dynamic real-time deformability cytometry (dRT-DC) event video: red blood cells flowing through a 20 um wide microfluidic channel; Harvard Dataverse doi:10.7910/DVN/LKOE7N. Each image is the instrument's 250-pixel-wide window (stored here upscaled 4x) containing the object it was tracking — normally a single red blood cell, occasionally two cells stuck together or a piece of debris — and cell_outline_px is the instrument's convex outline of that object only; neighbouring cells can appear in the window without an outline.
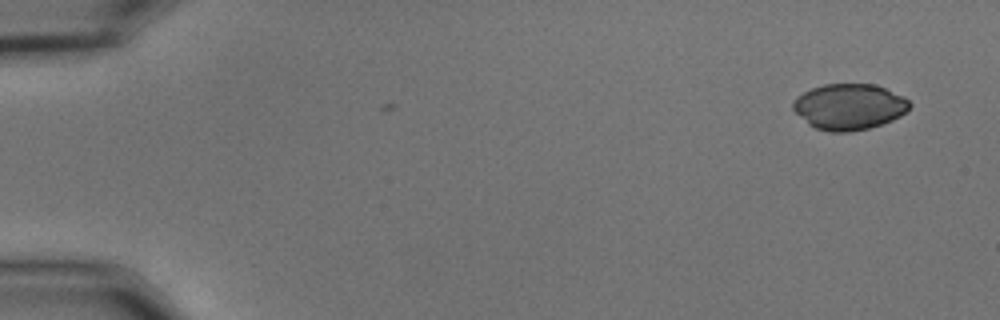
{"species": "common noctule bat (a hibernating species)", "species_latin": "Nyctalus noctula", "temperature_condition": "cold", "stored_images_in_passage": 3, "camera_frame_rate_fps": 3000, "um_per_image_px": 0.085, "animal": {"sex": "male", "body_mass_g": 15.6}, "frame": {"image": 1, "passage_image": 1, "time_ms": 0.0, "image_size_px": [1000, 320], "cell_outline_px": [[912, 104], [900, 116], [892, 120], [868, 128], [848, 132], [828, 132], [816, 128], [808, 124], [792, 108], [792, 104], [796, 96], [812, 88], [824, 84], [872, 84], [884, 88], [904, 96]], "centroid_in_image_um": [72.16, 9.07], "position_along_channel_um": 12.8, "area_um2": 31.04}}